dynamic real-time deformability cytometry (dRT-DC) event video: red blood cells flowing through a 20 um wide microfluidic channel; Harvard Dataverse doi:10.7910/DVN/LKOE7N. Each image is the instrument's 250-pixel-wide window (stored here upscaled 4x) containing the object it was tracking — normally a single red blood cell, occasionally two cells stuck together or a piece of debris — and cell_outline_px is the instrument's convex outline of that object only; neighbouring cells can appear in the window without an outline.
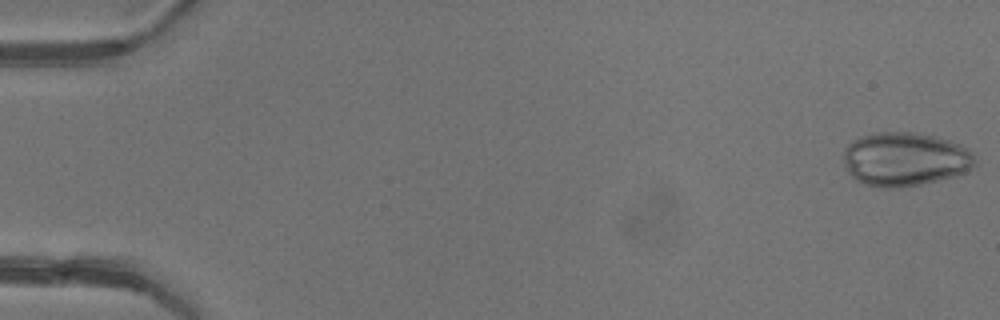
{"species": "common noctule bat (a hibernating species)", "species_latin": "Nyctalus noctula", "temperature_condition": "warm", "stored_images_in_passage": 5, "camera_frame_rate_fps": 3000, "um_per_image_px": 0.085, "animal": {"sex": "female"}, "frame": {"image": 1, "passage_image": 1, "time_ms": 0.0, "image_size_px": [1000, 320], "cell_outline_px": [[976, 164], [972, 168], [956, 176], [920, 184], [896, 188], [884, 188], [868, 184], [856, 180], [848, 172], [844, 164], [844, 148], [852, 140], [860, 136], [876, 132], [912, 132], [936, 136], [960, 144], [968, 148], [972, 152]], "centroid_in_image_um": [76.92, 13.52], "position_along_channel_um": 8.1, "area_um2": 41.38}}